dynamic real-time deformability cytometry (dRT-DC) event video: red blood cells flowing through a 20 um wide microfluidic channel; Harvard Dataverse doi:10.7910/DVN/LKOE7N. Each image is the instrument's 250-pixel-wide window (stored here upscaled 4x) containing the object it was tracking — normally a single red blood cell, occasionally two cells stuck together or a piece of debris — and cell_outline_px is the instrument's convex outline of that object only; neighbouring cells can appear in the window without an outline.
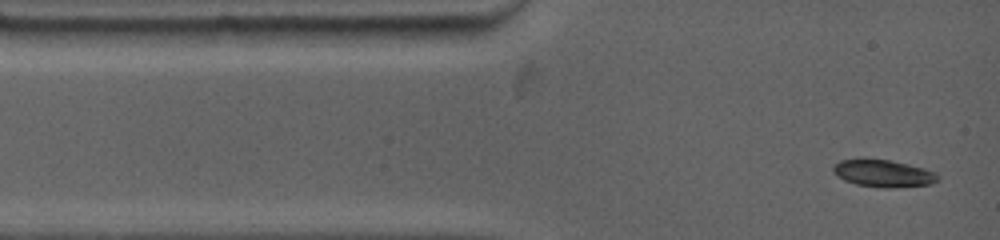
{"species": "common noctule bat (a hibernating species)", "species_latin": "Nyctalus noctula", "temperature_condition": "warm", "stored_images_in_passage": 6, "camera_frame_rate_fps": 4500, "um_per_image_px": 0.085, "animal": {"sex": "female", "body_mass_g": 19.0, "forearm_length_mm": 53.3}, "frame": {"image": 1, "passage_image": 1, "time_ms": 0.0, "image_size_px": [1000, 240], "cell_outline_px": [[936, 180], [932, 184], [888, 188], [856, 184], [844, 180], [836, 176], [832, 172], [832, 168], [840, 160], [864, 156], [888, 160], [908, 164], [924, 168], [932, 172], [936, 176]], "centroid_in_image_um": [74.97, 14.7], "position_along_channel_um": 10.0, "area_um2": 16.76}}
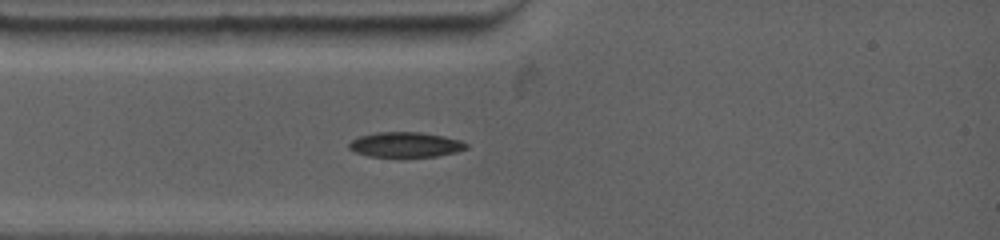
{"frame": {"image": 2, "passage_image": 6, "time_ms": 2.0, "image_size_px": [1000, 240], "cell_outline_px": [[468, 148], [456, 152], [436, 156], [368, 156], [356, 152], [348, 148], [348, 144], [352, 140], [360, 136], [376, 132], [420, 132], [444, 136], [460, 140], [468, 144]], "centroid_in_image_um": [34.47, 12.28], "position_along_channel_um": 50.5, "area_um2": 16.99}}